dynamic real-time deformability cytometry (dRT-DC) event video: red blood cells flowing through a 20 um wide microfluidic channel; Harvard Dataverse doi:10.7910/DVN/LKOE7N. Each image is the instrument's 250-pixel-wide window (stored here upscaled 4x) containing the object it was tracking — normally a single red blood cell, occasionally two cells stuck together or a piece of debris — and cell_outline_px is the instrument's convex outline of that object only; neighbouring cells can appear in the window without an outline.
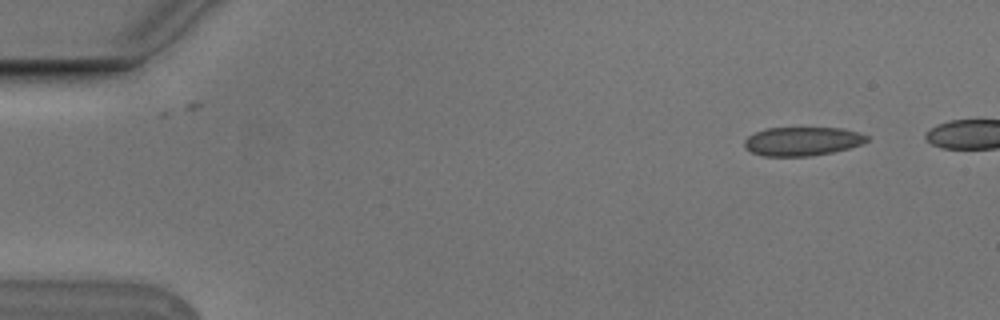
{"species": "Egyptian fruit bat (a non-hibernating species)", "species_latin": "Rousettus aegyptiacus", "temperature_condition": "cold", "stored_images_in_passage": 5, "camera_frame_rate_fps": 3000, "um_per_image_px": 0.085, "animal": {"sex": "male"}, "frame": {"image": 1, "passage_image": 1, "time_ms": 0.0, "image_size_px": [1000, 320], "cell_outline_px": [[868, 140], [860, 144], [848, 148], [832, 152], [808, 156], [764, 156], [752, 152], [744, 148], [744, 140], [748, 136], [764, 128], [840, 128], [860, 132], [868, 136]], "centroid_in_image_um": [68.17, 12.0], "position_along_channel_um": 16.8, "area_um2": 20.46}}